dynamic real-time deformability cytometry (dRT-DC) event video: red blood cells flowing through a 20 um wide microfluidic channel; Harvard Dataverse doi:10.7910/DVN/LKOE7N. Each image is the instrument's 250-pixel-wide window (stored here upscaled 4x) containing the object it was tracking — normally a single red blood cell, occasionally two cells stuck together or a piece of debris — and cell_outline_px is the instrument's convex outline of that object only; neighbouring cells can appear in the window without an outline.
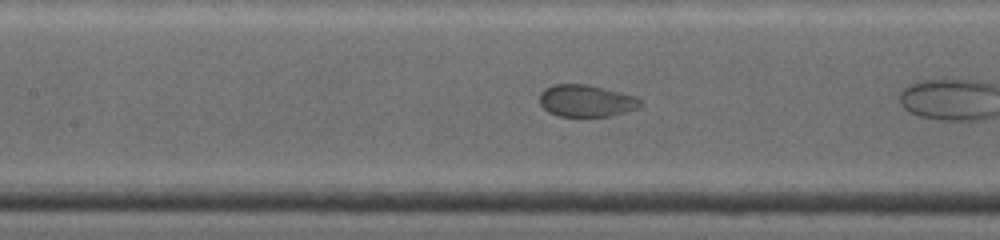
{"species": "common noctule bat (a hibernating species)", "species_latin": "Nyctalus noctula", "temperature_condition": "warm", "stored_images_in_passage": 24, "camera_frame_rate_fps": 4500, "um_per_image_px": 0.085, "animal": {"sex": "female", "body_mass_g": 19.0, "forearm_length_mm": 53.3}, "frame": {"image": 1, "passage_image": 14, "time_ms": 3.111, "image_size_px": [1000, 240], "cell_outline_px": [[644, 104], [636, 108], [612, 116], [560, 116], [548, 112], [540, 104], [540, 92], [544, 88], [552, 84], [584, 84], [636, 96]], "centroid_in_image_um": [49.8, 8.57], "position_along_channel_um": 157.6, "area_um2": 18.67}}